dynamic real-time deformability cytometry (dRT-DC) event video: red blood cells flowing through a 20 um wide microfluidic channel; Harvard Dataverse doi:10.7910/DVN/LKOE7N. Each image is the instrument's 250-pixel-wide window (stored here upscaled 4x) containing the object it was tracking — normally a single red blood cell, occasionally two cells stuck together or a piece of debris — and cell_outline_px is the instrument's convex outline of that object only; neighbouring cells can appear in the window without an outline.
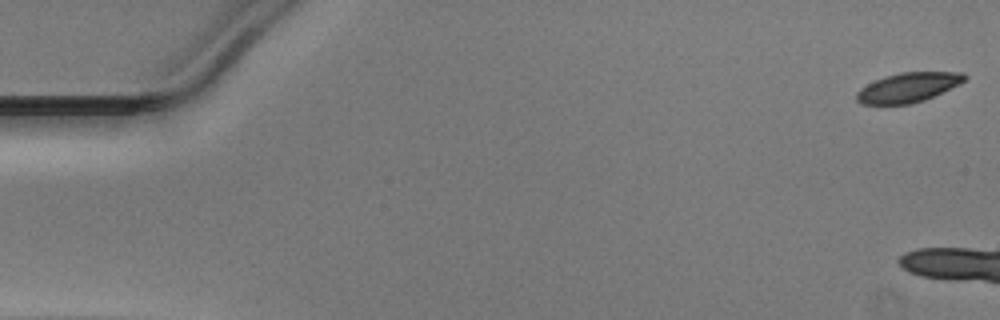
{"species": "Egyptian fruit bat (a non-hibernating species)", "species_latin": "Rousettus aegyptiacus", "temperature_condition": "warm", "stored_images_in_passage": 8, "camera_frame_rate_fps": 3000, "um_per_image_px": 0.085, "animal": {"sex": "male"}, "frame": {"image": 1, "passage_image": 1, "time_ms": 0.0, "image_size_px": [1000, 320], "cell_outline_px": [[968, 76], [960, 84], [924, 100], [908, 104], [864, 104], [856, 100], [856, 92], [860, 88], [884, 76], [900, 72], [964, 72]], "centroid_in_image_um": [77.2, 7.42], "position_along_channel_um": 7.8, "area_um2": 18.5}}